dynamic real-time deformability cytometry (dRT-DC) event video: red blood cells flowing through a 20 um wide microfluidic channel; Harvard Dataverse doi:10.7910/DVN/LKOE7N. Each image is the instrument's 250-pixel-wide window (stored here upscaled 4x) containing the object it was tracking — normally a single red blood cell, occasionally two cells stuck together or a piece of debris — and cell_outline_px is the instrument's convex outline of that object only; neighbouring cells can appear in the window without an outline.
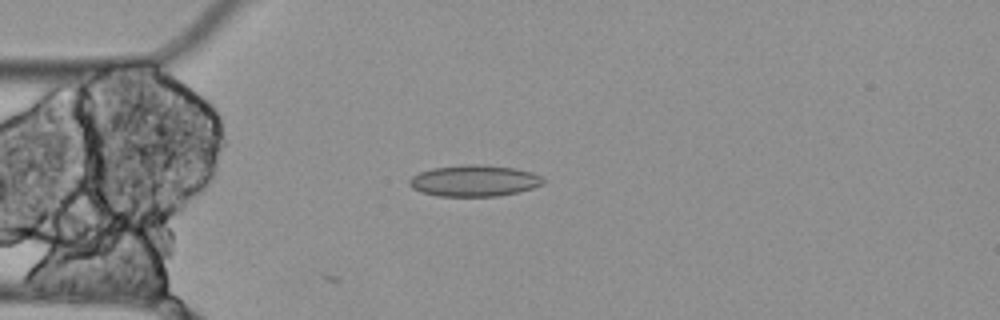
{"species": "Egyptian fruit bat (a non-hibernating species)", "species_latin": "Rousettus aegyptiacus", "temperature_condition": "cold", "stored_images_in_passage": 4, "camera_frame_rate_fps": 3000, "um_per_image_px": 0.085, "animal": {"sex": "female"}, "frame": {"image": 1, "passage_image": 4, "time_ms": 1.0, "image_size_px": [1000, 320], "cell_outline_px": [[548, 180], [544, 184], [520, 192], [500, 196], [436, 196], [420, 192], [412, 188], [408, 184], [408, 180], [412, 176], [420, 172], [432, 168], [464, 164], [484, 164], [516, 168], [532, 172], [544, 176]], "centroid_in_image_um": [40.36, 15.36], "position_along_channel_um": 44.6, "area_um2": 25.03}}